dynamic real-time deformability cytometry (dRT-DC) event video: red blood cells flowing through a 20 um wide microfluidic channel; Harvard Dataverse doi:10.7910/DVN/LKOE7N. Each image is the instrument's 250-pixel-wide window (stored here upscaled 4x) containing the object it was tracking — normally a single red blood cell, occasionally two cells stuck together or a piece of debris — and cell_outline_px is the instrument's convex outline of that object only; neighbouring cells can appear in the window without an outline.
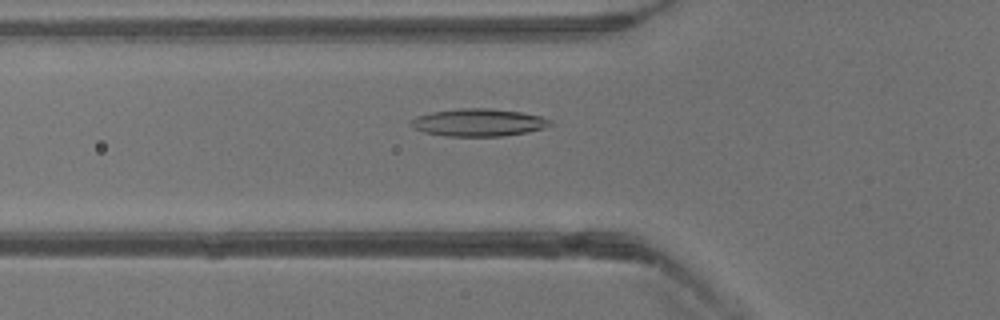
{"species": "common noctule bat (a hibernating species)", "species_latin": "Nyctalus noctula", "temperature_condition": "warm", "stored_images_in_passage": 39, "camera_frame_rate_fps": 3000, "um_per_image_px": 0.085, "animal": {"sex": "male", "body_mass_g": 13.3}, "frame": {"image": 1, "passage_image": 14, "time_ms": 4.333, "image_size_px": [1000, 320], "cell_outline_px": [[552, 124], [544, 128], [528, 132], [500, 136], [444, 136], [424, 132], [412, 128], [408, 124], [416, 116], [432, 112], [460, 108], [488, 108], [520, 112], [540, 116], [552, 120]], "centroid_in_image_um": [40.65, 10.41], "position_along_channel_um": 85.2, "area_um2": 22.37}}
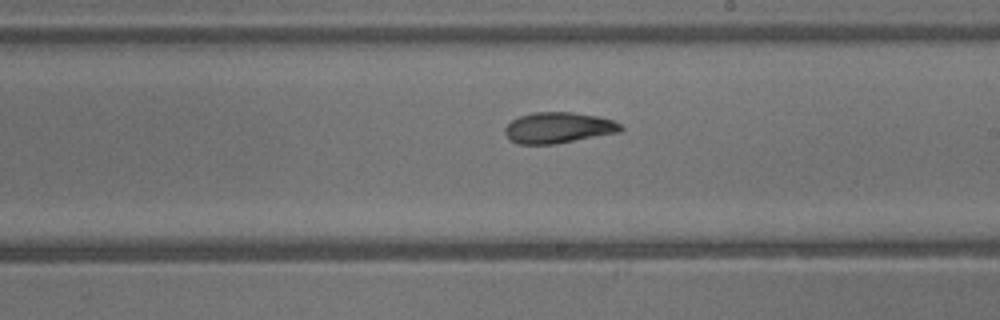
{"frame": {"image": 2, "passage_image": 23, "time_ms": 7.333, "image_size_px": [1000, 320], "cell_outline_px": [[624, 128], [620, 132], [556, 144], [520, 144], [512, 140], [504, 132], [504, 128], [512, 120], [520, 116], [532, 112], [572, 112], [596, 116], [612, 120], [620, 124]], "centroid_in_image_um": [47.47, 10.85], "position_along_channel_um": 241.5, "area_um2": 20.75}}
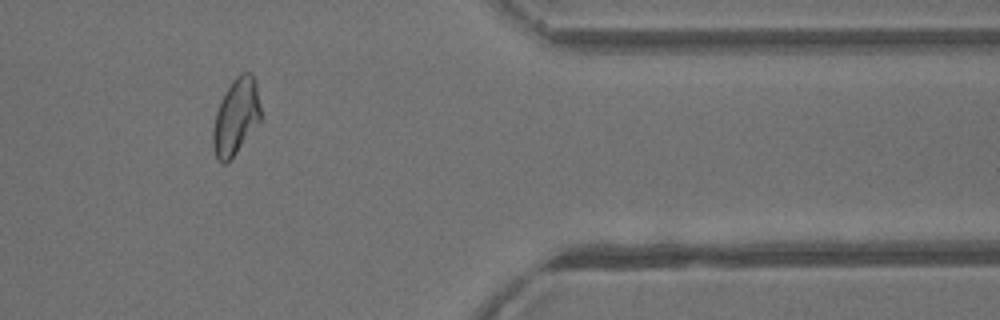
{"frame": {"image": 3, "passage_image": 33, "time_ms": 10.667, "image_size_px": [1000, 320], "cell_outline_px": [[264, 120], [236, 152], [224, 164], [216, 156], [212, 148], [212, 128], [216, 112], [232, 80], [236, 76], [244, 72], [252, 72], [256, 80]], "centroid_in_image_um": [20.12, 9.9], "position_along_channel_um": 391.3, "area_um2": 21.62}}